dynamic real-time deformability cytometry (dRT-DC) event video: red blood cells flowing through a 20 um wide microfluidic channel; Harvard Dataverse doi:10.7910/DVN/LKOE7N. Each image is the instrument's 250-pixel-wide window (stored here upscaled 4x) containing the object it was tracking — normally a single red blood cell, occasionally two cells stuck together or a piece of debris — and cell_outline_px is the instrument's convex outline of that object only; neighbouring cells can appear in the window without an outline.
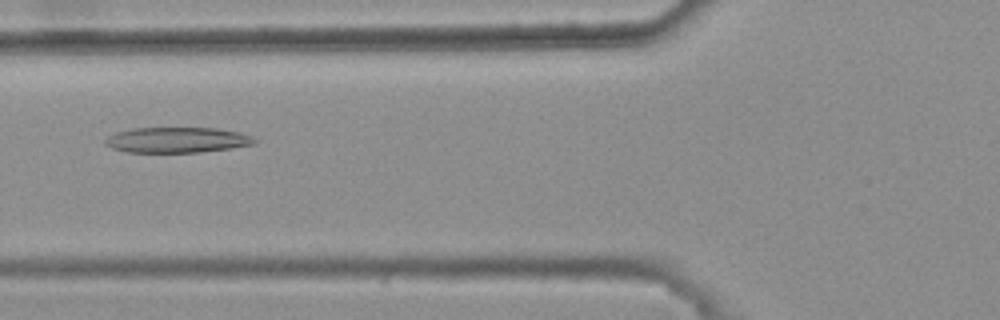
{"species": "common noctule bat (a hibernating species)", "species_latin": "Nyctalus noctula", "temperature_condition": "warm", "stored_images_in_passage": 39, "camera_frame_rate_fps": 3000, "um_per_image_px": 0.085, "animal": {"sex": "female", "body_mass_g": 25.1}, "frame": {"image": 1, "passage_image": 11, "time_ms": 3.333, "image_size_px": [1000, 320], "cell_outline_px": [[260, 140], [256, 144], [200, 152], [128, 152], [112, 148], [104, 144], [104, 140], [108, 136], [116, 132], [132, 128], [216, 128], [240, 132], [252, 136]], "centroid_in_image_um": [15.07, 11.89], "position_along_channel_um": 110.7, "area_um2": 22.25}}
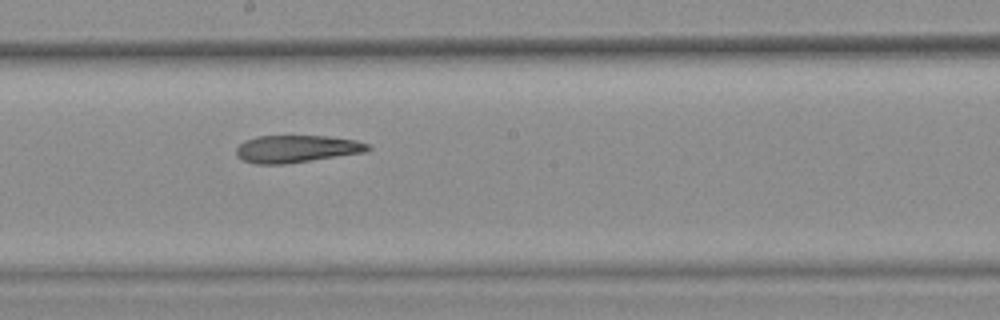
{"frame": {"image": 2, "passage_image": 20, "time_ms": 6.333, "image_size_px": [1000, 320], "cell_outline_px": [[372, 148], [364, 152], [284, 164], [256, 164], [244, 160], [236, 156], [236, 148], [244, 140], [256, 136], [328, 136], [356, 140], [368, 144]], "centroid_in_image_um": [25.18, 12.64], "position_along_channel_um": 223.0, "area_um2": 20.87}}
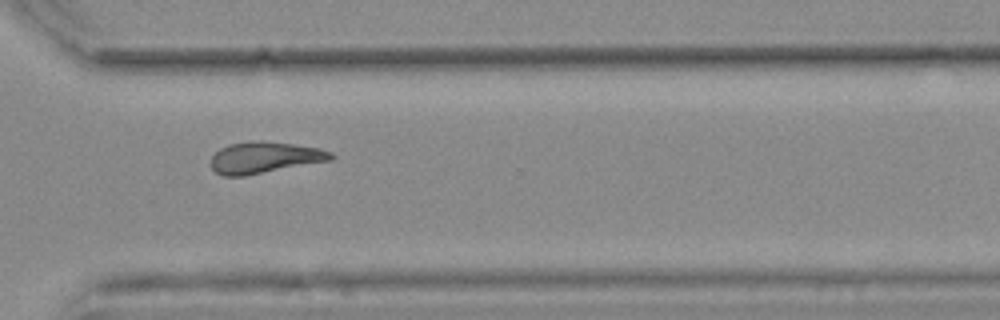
{"frame": {"image": 3, "passage_image": 30, "time_ms": 9.667, "image_size_px": [1000, 320], "cell_outline_px": [[336, 156], [332, 160], [244, 176], [224, 176], [216, 172], [212, 168], [212, 156], [220, 148], [228, 144], [248, 140], [256, 140], [292, 144], [320, 148], [332, 152]], "centroid_in_image_um": [22.5, 13.38], "position_along_channel_um": 348.1, "area_um2": 22.02}, "authors_computed_cell_mechanics": {"area_um2": 21.964, "velocity_mm_per_s": 3.7504, "shape_relaxation_time_tau1_ms": null, "shape_relaxation_time_tau2_ms": 7.6713, "deformation_change_tau1": null, "deformation_change_tau2": 0.2131}}